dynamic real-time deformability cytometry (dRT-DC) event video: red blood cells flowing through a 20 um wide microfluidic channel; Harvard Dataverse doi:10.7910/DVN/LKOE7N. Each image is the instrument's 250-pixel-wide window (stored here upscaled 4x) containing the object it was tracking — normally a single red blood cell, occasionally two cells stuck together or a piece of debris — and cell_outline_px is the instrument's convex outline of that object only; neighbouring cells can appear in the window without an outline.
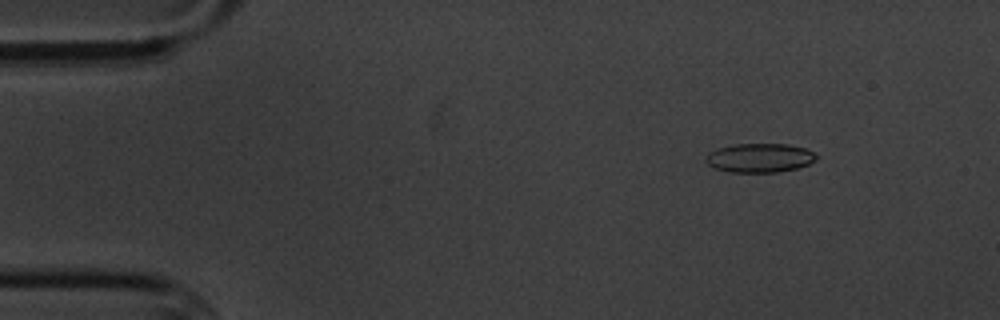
{"species": "common noctule bat (a hibernating species)", "species_latin": "Nyctalus noctula", "temperature_condition": "cold", "stored_images_in_passage": 9, "camera_frame_rate_fps": 3000, "um_per_image_px": 0.085, "animal": {"sex": "male", "body_mass_g": 20.1, "forearm_length_mm": 53.5}, "frame": {"image": 1, "passage_image": 2, "time_ms": 1.333, "image_size_px": [1000, 320], "cell_outline_px": [[816, 160], [808, 164], [796, 168], [780, 172], [728, 172], [716, 168], [708, 164], [704, 160], [708, 152], [720, 148], [736, 144], [788, 144], [804, 148], [812, 152], [816, 156]], "centroid_in_image_um": [64.55, 13.42], "position_along_channel_um": 20.4, "area_um2": 18.55}}
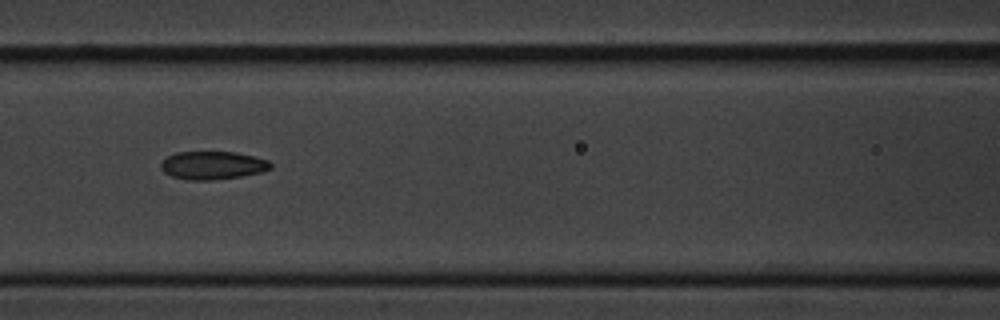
{"frame": {"image": 2, "passage_image": 7, "time_ms": 7.333, "image_size_px": [1000, 320], "cell_outline_px": [[272, 168], [260, 172], [240, 176], [212, 180], [188, 180], [172, 176], [164, 172], [160, 168], [160, 164], [168, 156], [176, 152], [236, 152], [268, 160], [272, 164]], "centroid_in_image_um": [18.06, 14.05], "position_along_channel_um": 148.5, "area_um2": 17.86}}
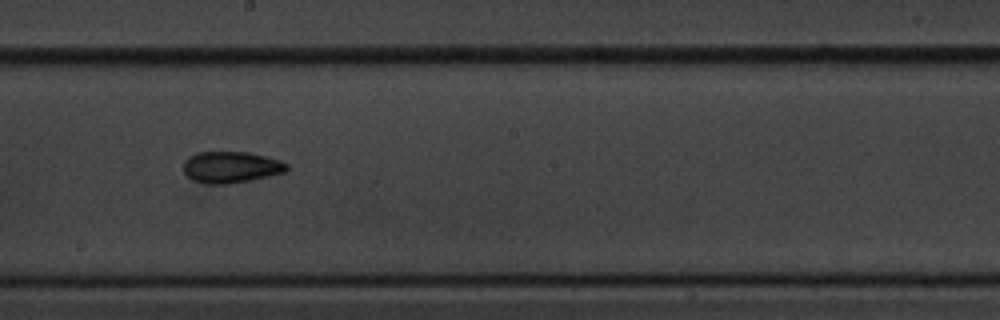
{"frame": {"image": 3, "passage_image": 9, "time_ms": 9.667, "image_size_px": [1000, 320], "cell_outline_px": [[288, 168], [284, 172], [252, 180], [228, 184], [204, 184], [192, 180], [184, 172], [184, 160], [188, 156], [196, 152], [248, 152], [280, 160], [288, 164]], "centroid_in_image_um": [19.6, 14.21], "position_along_channel_um": 228.6, "area_um2": 19.02}}